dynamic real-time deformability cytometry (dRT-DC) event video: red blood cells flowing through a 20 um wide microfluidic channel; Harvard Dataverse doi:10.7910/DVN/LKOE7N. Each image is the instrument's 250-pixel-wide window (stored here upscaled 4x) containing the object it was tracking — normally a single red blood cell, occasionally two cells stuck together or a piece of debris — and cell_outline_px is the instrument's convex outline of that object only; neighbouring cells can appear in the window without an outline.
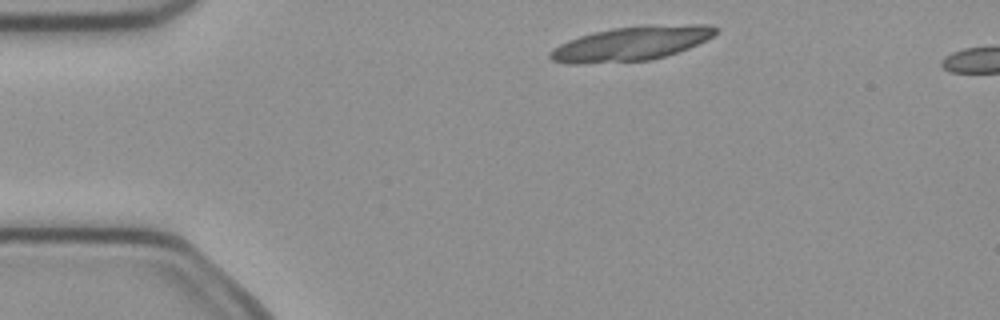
{"species": "common noctule bat (a hibernating species)", "species_latin": "Nyctalus noctula", "temperature_condition": "cold", "stored_images_in_passage": 3, "camera_frame_rate_fps": 3000, "um_per_image_px": 0.085, "animal": {"sex": "female", "body_mass_g": 21.9}, "frame": {"image": 1, "passage_image": 1, "time_ms": 0.0, "image_size_px": [1000, 320], "cell_outline_px": [[716, 32], [712, 36], [688, 48], [652, 60], [580, 64], [568, 64], [552, 60], [548, 56], [548, 52], [560, 44], [568, 40], [580, 36], [612, 28], [648, 24], [708, 24], [716, 28]], "centroid_in_image_um": [53.63, 3.7], "position_along_channel_um": 31.4, "area_um2": 33.0}}